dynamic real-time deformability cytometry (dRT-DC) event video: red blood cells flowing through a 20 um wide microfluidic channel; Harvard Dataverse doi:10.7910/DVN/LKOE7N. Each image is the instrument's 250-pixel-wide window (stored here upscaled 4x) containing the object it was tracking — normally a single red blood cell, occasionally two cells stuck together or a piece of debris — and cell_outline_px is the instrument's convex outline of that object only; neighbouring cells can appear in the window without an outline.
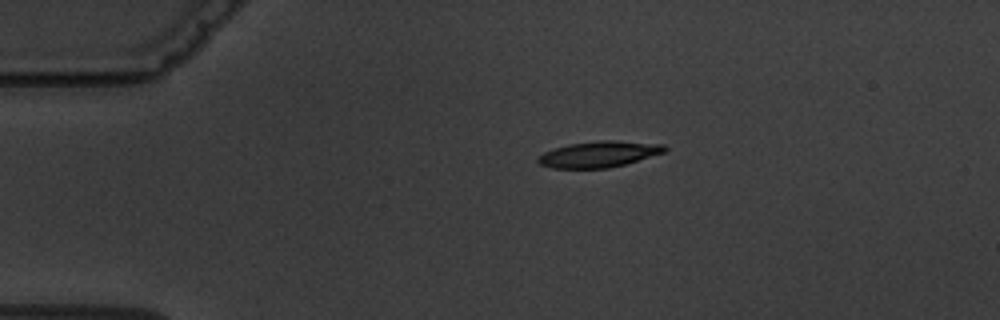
{"species": "common noctule bat (a hibernating species)", "species_latin": "Nyctalus noctula", "temperature_condition": "warm", "stored_images_in_passage": 3, "camera_frame_rate_fps": 3000, "um_per_image_px": 0.085, "animal": {"sex": "male", "body_mass_g": 19.5, "forearm_length_mm": 54.6}, "frame": {"image": 1, "passage_image": 1, "time_ms": 0.0, "image_size_px": [1000, 320], "cell_outline_px": [[668, 148], [664, 152], [624, 164], [608, 168], [552, 168], [540, 164], [536, 160], [536, 156], [544, 152], [568, 144], [600, 140], [616, 140], [664, 144]], "centroid_in_image_um": [50.89, 13.1], "position_along_channel_um": 34.1, "area_um2": 19.19}}
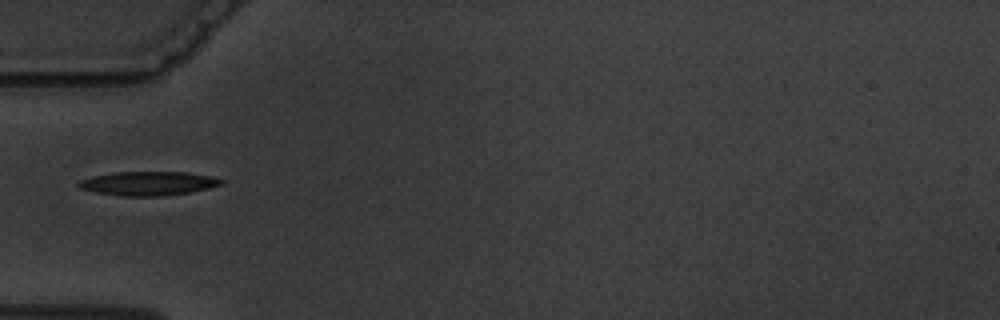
{"frame": {"image": 2, "passage_image": 3, "time_ms": 2.333, "image_size_px": [1000, 320], "cell_outline_px": [[224, 184], [208, 188], [188, 192], [164, 196], [120, 196], [96, 192], [80, 188], [76, 184], [80, 180], [92, 176], [112, 172], [188, 172], [212, 176], [224, 180]], "centroid_in_image_um": [12.6, 15.58], "position_along_channel_um": 72.4, "area_um2": 20.0}}